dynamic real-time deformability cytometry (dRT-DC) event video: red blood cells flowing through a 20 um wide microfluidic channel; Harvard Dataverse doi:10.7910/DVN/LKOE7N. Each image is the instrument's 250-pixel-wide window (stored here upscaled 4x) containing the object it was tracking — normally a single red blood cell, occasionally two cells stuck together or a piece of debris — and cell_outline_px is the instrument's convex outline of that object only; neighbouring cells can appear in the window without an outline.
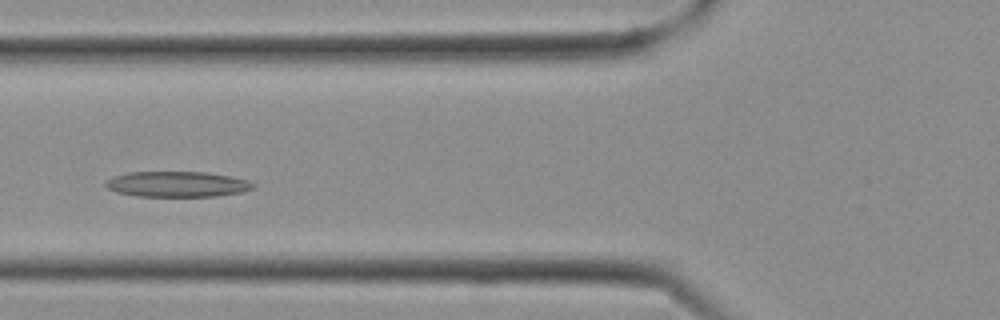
{"species": "Egyptian fruit bat (a non-hibernating species)", "species_latin": "Rousettus aegyptiacus", "temperature_condition": "cold", "stored_images_in_passage": 11, "camera_frame_rate_fps": 3000, "um_per_image_px": 0.085, "frame": {"image": 1, "passage_image": 8, "time_ms": 2.333, "image_size_px": [1000, 320], "cell_outline_px": [[256, 184], [252, 188], [244, 192], [216, 196], [140, 196], [116, 192], [108, 188], [104, 184], [104, 180], [112, 176], [128, 172], [208, 172], [232, 176], [248, 180]], "centroid_in_image_um": [15.06, 15.64], "position_along_channel_um": 110.7, "area_um2": 22.14}}
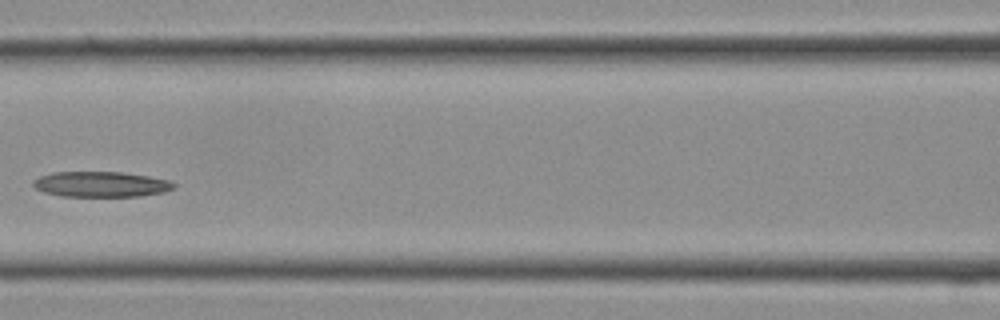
{"frame": {"image": 2, "passage_image": 10, "time_ms": 3.0, "image_size_px": [1000, 320], "cell_outline_px": [[176, 188], [164, 192], [140, 196], [60, 196], [44, 192], [36, 188], [32, 184], [32, 180], [40, 176], [52, 172], [120, 172], [148, 176], [168, 180], [176, 184]], "centroid_in_image_um": [8.58, 15.66], "position_along_channel_um": 158.0, "area_um2": 20.87}}